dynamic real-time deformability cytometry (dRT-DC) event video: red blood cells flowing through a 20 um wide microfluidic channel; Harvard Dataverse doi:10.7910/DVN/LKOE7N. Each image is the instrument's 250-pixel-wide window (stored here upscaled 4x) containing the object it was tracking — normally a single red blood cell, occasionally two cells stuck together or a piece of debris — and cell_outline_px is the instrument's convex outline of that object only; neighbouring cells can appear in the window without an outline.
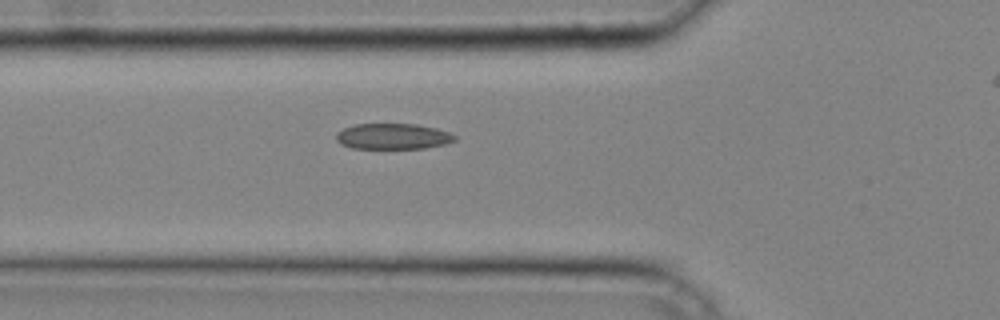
{"species": "common noctule bat (a hibernating species)", "species_latin": "Nyctalus noctula", "temperature_condition": "cold", "stored_images_in_passage": 26, "camera_frame_rate_fps": 3000, "um_per_image_px": 0.085, "animal": {"sex": "male", "body_mass_g": 20.4}, "frame": {"image": 1, "passage_image": 2, "time_ms": 0.333, "image_size_px": [1000, 320], "cell_outline_px": [[456, 140], [444, 144], [424, 148], [352, 148], [340, 144], [336, 140], [336, 132], [344, 128], [356, 124], [416, 124], [436, 128], [448, 132], [456, 136]], "centroid_in_image_um": [33.37, 11.59], "position_along_channel_um": 92.4, "area_um2": 17.74}}
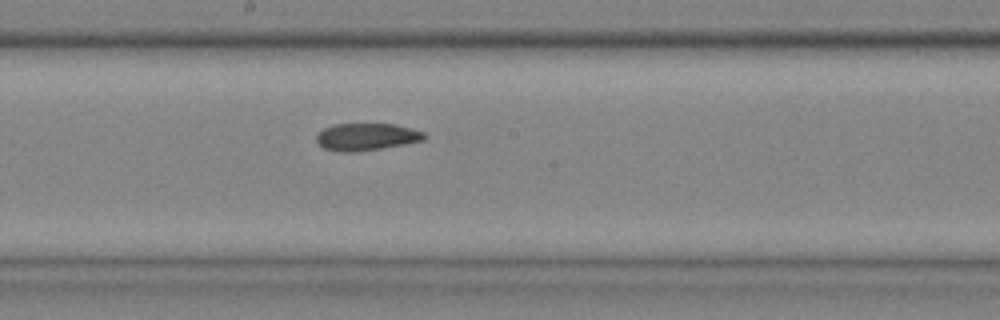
{"frame": {"image": 2, "passage_image": 10, "time_ms": 3.0, "image_size_px": [1000, 320], "cell_outline_px": [[428, 136], [424, 140], [404, 144], [356, 152], [340, 152], [324, 148], [316, 144], [316, 136], [324, 128], [332, 124], [396, 124], [412, 128], [424, 132]], "centroid_in_image_um": [31.15, 11.63], "position_along_channel_um": 217.1, "area_um2": 17.22}}
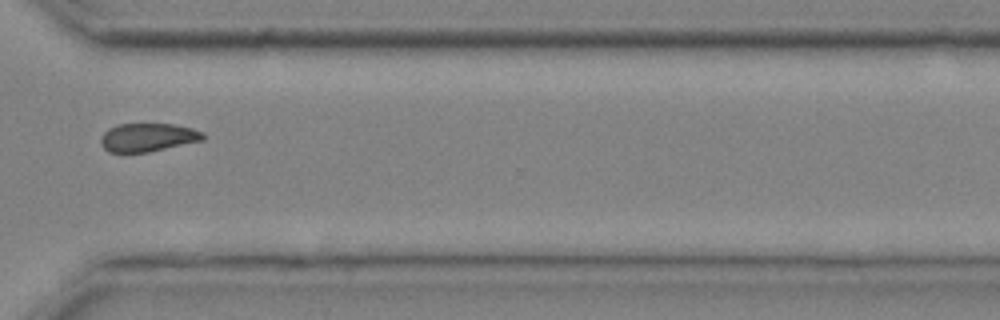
{"frame": {"image": 3, "passage_image": 19, "time_ms": 6.0, "image_size_px": [1000, 320], "cell_outline_px": [[204, 140], [148, 152], [108, 152], [100, 144], [100, 140], [104, 132], [108, 128], [120, 124], [176, 124], [192, 128], [204, 132]], "centroid_in_image_um": [12.57, 11.67], "position_along_channel_um": 358.0, "area_um2": 16.94}}